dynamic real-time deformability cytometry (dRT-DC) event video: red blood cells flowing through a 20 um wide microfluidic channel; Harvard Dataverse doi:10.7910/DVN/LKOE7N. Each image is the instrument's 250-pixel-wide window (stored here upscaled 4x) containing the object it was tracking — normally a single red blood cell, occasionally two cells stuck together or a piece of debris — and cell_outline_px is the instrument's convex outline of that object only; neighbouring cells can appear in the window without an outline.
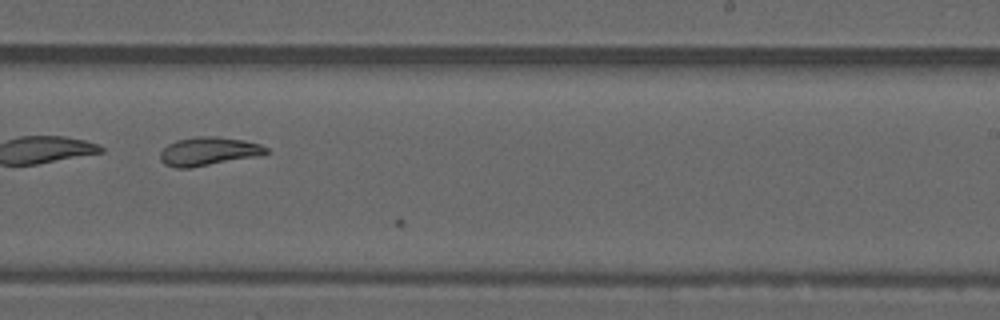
{"species": "common noctule bat (a hibernating species)", "species_latin": "Nyctalus noctula", "temperature_condition": "warm", "stored_images_in_passage": 27, "camera_frame_rate_fps": 3000, "um_per_image_px": 0.085, "animal": {"sex": "male", "forearm_length_mm": 52.5}, "frame": {"image": 1, "passage_image": 26, "time_ms": 8.333, "image_size_px": [1000, 320], "cell_outline_px": [[268, 152], [264, 156], [192, 168], [176, 168], [164, 164], [160, 160], [160, 152], [168, 144], [176, 140], [200, 136], [216, 136], [244, 140], [260, 144], [268, 148]], "centroid_in_image_um": [17.77, 12.88], "position_along_channel_um": 271.2, "area_um2": 18.03}}